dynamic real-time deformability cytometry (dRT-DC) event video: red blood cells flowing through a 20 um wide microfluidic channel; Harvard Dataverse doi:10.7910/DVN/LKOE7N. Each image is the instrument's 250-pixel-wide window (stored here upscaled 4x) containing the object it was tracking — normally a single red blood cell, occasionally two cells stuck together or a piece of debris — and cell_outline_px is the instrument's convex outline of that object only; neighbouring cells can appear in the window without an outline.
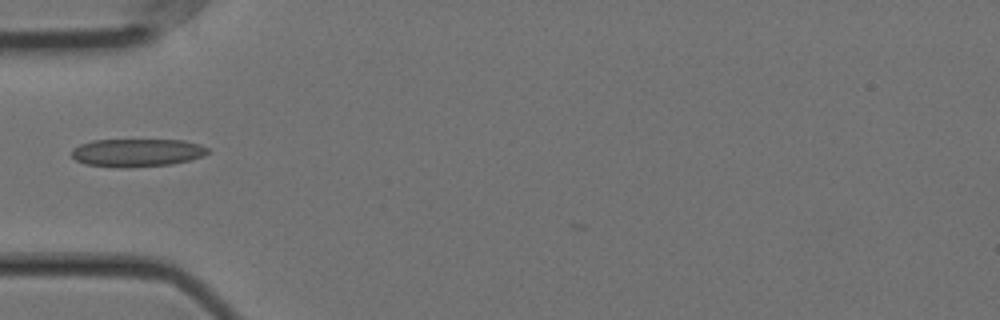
{"species": "Egyptian fruit bat (a non-hibernating species)", "species_latin": "Rousettus aegyptiacus", "temperature_condition": "cold", "stored_images_in_passage": 3, "camera_frame_rate_fps": 3000, "um_per_image_px": 0.085, "animal": {"sex": "female"}, "frame": {"image": 1, "passage_image": 1, "time_ms": 0.0, "image_size_px": [1000, 320], "cell_outline_px": [[208, 152], [204, 156], [172, 164], [128, 168], [120, 168], [84, 164], [76, 160], [72, 156], [72, 148], [80, 144], [92, 140], [184, 140], [200, 144], [208, 148]], "centroid_in_image_um": [11.63, 12.98], "position_along_channel_um": 73.4, "area_um2": 22.37}}